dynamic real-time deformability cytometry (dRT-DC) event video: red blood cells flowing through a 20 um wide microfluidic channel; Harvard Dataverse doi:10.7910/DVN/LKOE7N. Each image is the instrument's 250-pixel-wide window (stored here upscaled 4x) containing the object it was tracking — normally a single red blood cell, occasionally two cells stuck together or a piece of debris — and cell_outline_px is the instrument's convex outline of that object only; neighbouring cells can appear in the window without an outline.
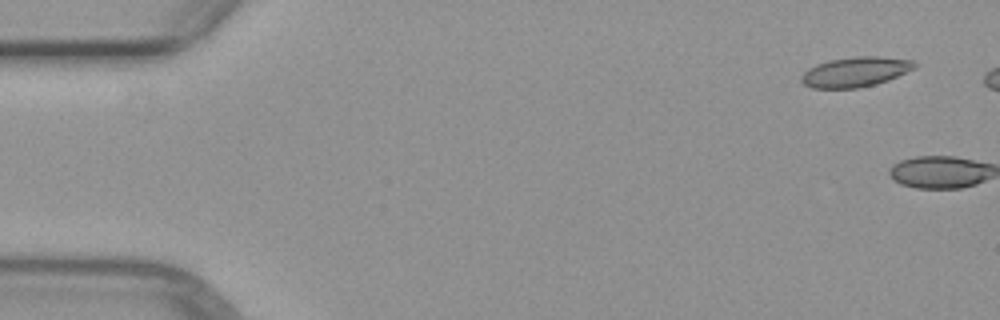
{"species": "common noctule bat (a hibernating species)", "species_latin": "Nyctalus noctula", "temperature_condition": "warm", "stored_images_in_passage": 2, "camera_frame_rate_fps": 3000, "um_per_image_px": 0.085, "animal": {"sex": "female", "body_mass_g": 29.2, "forearm_length_mm": 56.3}, "frame": {"image": 1, "passage_image": 1, "time_ms": 0.0, "image_size_px": [1000, 320], "cell_outline_px": [[916, 68], [888, 80], [876, 84], [856, 88], [812, 88], [804, 84], [800, 80], [800, 76], [808, 68], [816, 64], [828, 60], [856, 56], [876, 56], [912, 60], [916, 64]], "centroid_in_image_um": [72.68, 6.11], "position_along_channel_um": 12.3, "area_um2": 19.77}}